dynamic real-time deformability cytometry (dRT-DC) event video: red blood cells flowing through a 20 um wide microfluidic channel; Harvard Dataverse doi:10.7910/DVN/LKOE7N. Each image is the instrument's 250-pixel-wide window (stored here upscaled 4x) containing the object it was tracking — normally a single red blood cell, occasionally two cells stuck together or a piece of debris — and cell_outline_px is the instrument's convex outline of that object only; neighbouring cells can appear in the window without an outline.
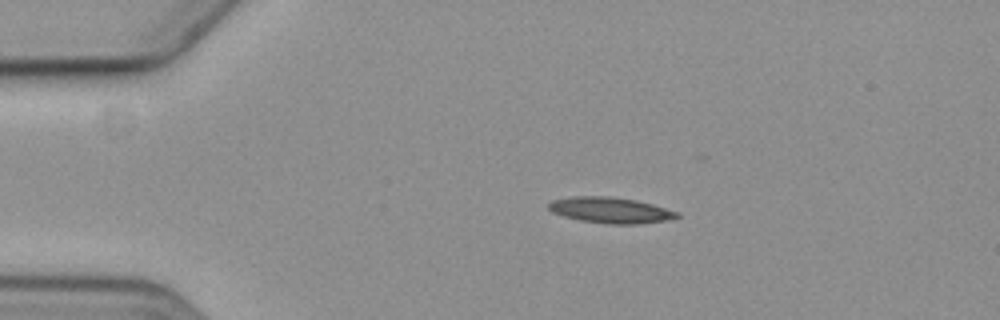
{"species": "common noctule bat (a hibernating species)", "species_latin": "Nyctalus noctula", "temperature_condition": "cold", "stored_images_in_passage": 4, "camera_frame_rate_fps": 3000, "um_per_image_px": 0.085, "animal": {"sex": "female", "body_mass_g": 19.3, "forearm_length_mm": 54.1}, "frame": {"image": 1, "passage_image": 3, "time_ms": 2.333, "image_size_px": [1000, 320], "cell_outline_px": [[680, 216], [668, 220], [640, 224], [608, 224], [580, 220], [564, 216], [552, 212], [548, 208], [548, 204], [552, 200], [572, 196], [604, 196], [636, 200], [652, 204], [680, 212]], "centroid_in_image_um": [51.91, 17.87], "position_along_channel_um": 33.1, "area_um2": 19.36}}